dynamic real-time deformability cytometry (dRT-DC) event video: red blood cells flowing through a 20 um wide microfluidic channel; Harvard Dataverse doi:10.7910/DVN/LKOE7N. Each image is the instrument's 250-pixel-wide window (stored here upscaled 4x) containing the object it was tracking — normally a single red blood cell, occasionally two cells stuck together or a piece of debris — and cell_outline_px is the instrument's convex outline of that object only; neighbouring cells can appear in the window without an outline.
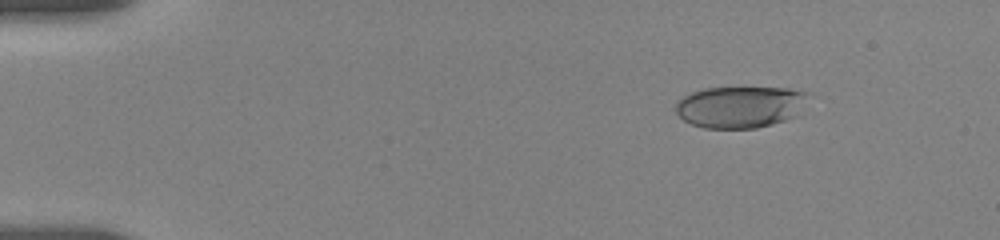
{"species": "human", "species_latin": "Homo sapiens", "temperature_condition": "room temperature", "stored_images_in_passage": 16, "camera_frame_rate_fps": 3000, "um_per_image_px": 0.085, "donor": {"sex": "female"}, "frame": {"image": 1, "passage_image": 6, "time_ms": 2.0, "image_size_px": [1000, 240], "cell_outline_px": [[804, 96], [796, 116], [772, 124], [756, 128], [704, 128], [692, 124], [684, 120], [676, 112], [676, 100], [692, 92], [704, 88], [788, 88], [804, 92]], "centroid_in_image_um": [62.81, 9.09], "position_along_channel_um": 22.2, "area_um2": 31.56}}
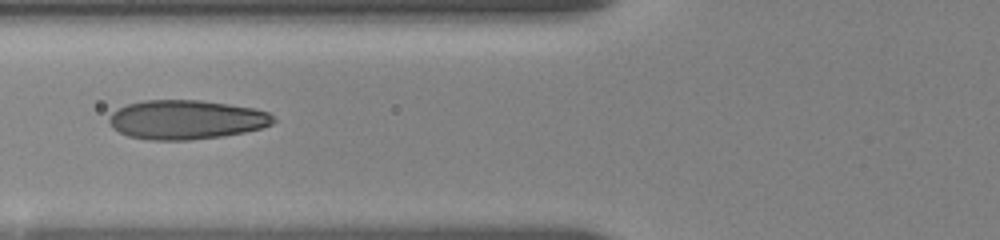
{"frame": {"image": 2, "passage_image": 15, "time_ms": 7.0, "image_size_px": [1000, 240], "cell_outline_px": [[276, 120], [272, 124], [260, 128], [244, 132], [224, 136], [188, 140], [148, 140], [128, 136], [112, 128], [108, 120], [112, 112], [116, 108], [128, 104], [144, 100], [200, 100], [228, 104], [252, 108], [268, 112]], "centroid_in_image_um": [15.79, 10.17], "position_along_channel_um": 110.0, "area_um2": 37.57}}
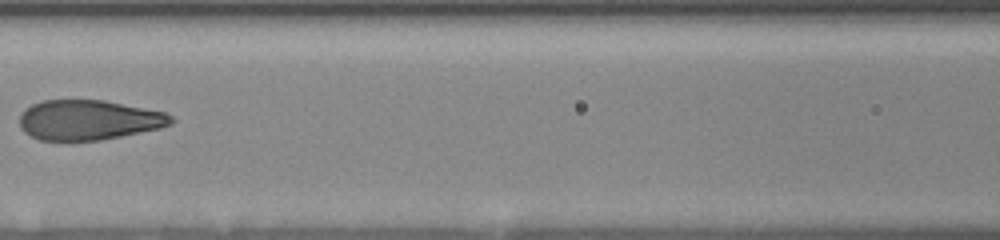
{"frame": {"image": 3, "passage_image": 16, "time_ms": 8.333, "image_size_px": [1000, 240], "cell_outline_px": [[176, 120], [172, 124], [160, 128], [100, 140], [40, 140], [24, 132], [20, 128], [20, 116], [24, 108], [32, 104], [44, 100], [104, 100], [168, 112]], "centroid_in_image_um": [7.56, 10.19], "position_along_channel_um": 159.0, "area_um2": 35.43}}